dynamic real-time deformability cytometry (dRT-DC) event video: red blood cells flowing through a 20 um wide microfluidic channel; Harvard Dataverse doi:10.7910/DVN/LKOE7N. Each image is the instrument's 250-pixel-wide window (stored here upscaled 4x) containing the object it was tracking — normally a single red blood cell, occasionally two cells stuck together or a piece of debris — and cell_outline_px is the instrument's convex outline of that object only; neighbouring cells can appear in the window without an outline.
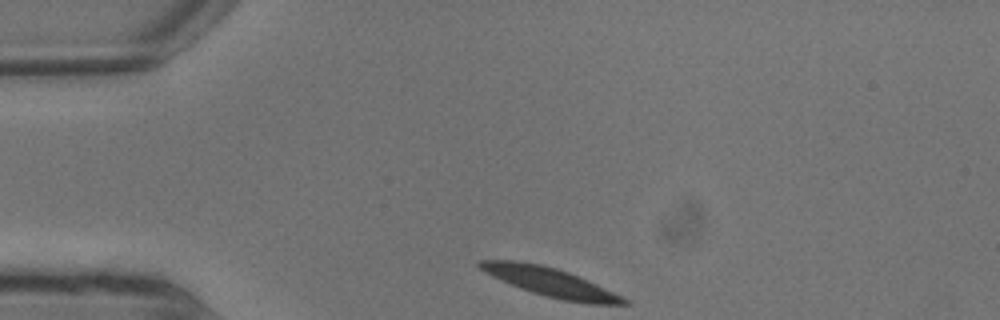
{"species": "common noctule bat (a hibernating species)", "species_latin": "Nyctalus noctula", "temperature_condition": "warm", "stored_images_in_passage": 5, "camera_frame_rate_fps": 3000, "um_per_image_px": 0.085, "animal": {"sex": "male", "body_mass_g": 13.3}, "frame": {"image": 1, "passage_image": 1, "time_ms": 0.0, "image_size_px": [1000, 320], "cell_outline_px": [[632, 304], [588, 304], [560, 300], [544, 296], [520, 288], [484, 272], [476, 264], [480, 260], [516, 260], [540, 264], [556, 268], [568, 272], [588, 280], [632, 300]], "centroid_in_image_um": [46.84, 24.0], "position_along_channel_um": 38.2, "area_um2": 24.28}}
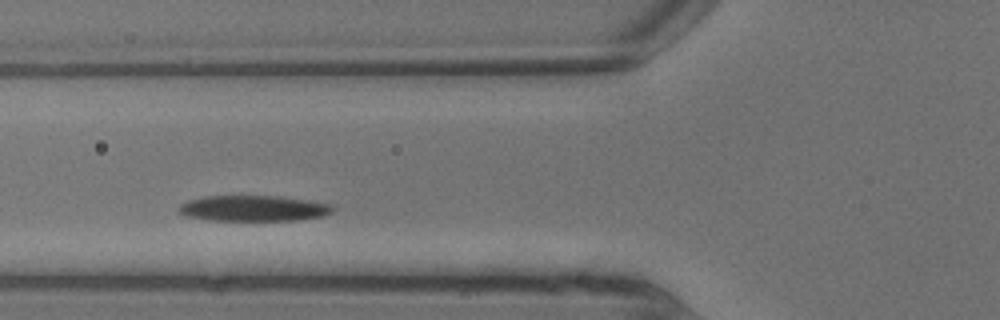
{"frame": {"image": 2, "passage_image": 4, "time_ms": 1.0, "image_size_px": [1000, 320], "cell_outline_px": [[336, 208], [332, 212], [324, 216], [296, 220], [208, 220], [188, 216], [176, 212], [176, 208], [180, 204], [188, 200], [204, 196], [280, 196], [336, 204]], "centroid_in_image_um": [21.57, 17.7], "position_along_channel_um": 104.2, "area_um2": 23.41}}
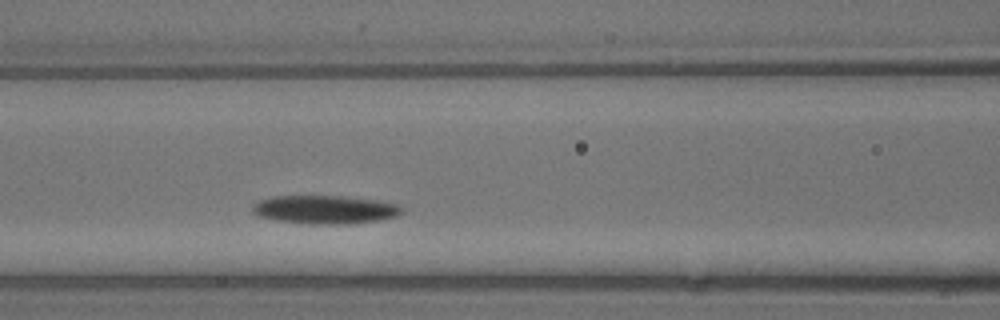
{"frame": {"image": 3, "passage_image": 5, "time_ms": 1.333, "image_size_px": [1000, 320], "cell_outline_px": [[404, 208], [396, 216], [380, 220], [348, 224], [308, 224], [276, 220], [256, 216], [252, 212], [252, 204], [268, 196], [340, 196], [376, 200], [400, 204]], "centroid_in_image_um": [27.58, 17.81], "position_along_channel_um": 139.0, "area_um2": 24.97}}